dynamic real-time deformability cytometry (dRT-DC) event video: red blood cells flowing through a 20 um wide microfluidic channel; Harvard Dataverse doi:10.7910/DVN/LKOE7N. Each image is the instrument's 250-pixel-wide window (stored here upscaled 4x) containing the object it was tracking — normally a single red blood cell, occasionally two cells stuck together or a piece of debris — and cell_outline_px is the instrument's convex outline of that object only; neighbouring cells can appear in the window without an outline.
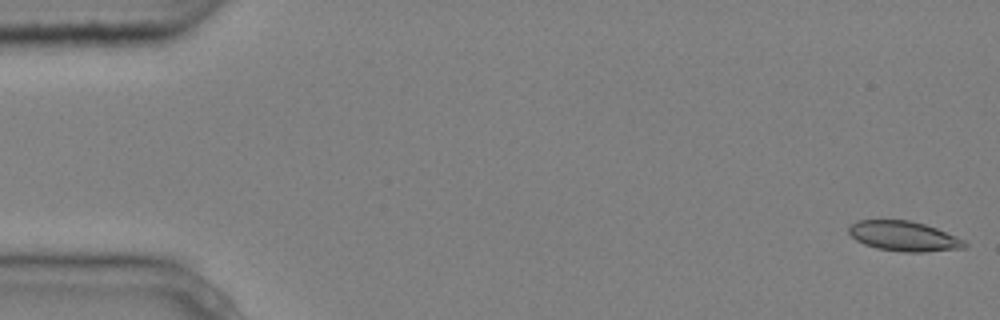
{"species": "common noctule bat (a hibernating species)", "species_latin": "Nyctalus noctula", "temperature_condition": "cold", "stored_images_in_passage": 5, "camera_frame_rate_fps": 3000, "um_per_image_px": 0.085, "animal": {"sex": "male", "body_mass_g": 20.4}, "frame": {"image": 1, "passage_image": 1, "time_ms": 0.0, "image_size_px": [1000, 320], "cell_outline_px": [[968, 244], [964, 248], [924, 252], [904, 252], [876, 248], [864, 244], [856, 240], [848, 232], [848, 224], [856, 220], [908, 220], [924, 224], [936, 228], [964, 240]], "centroid_in_image_um": [76.78, 20.07], "position_along_channel_um": 8.2, "area_um2": 20.23}}
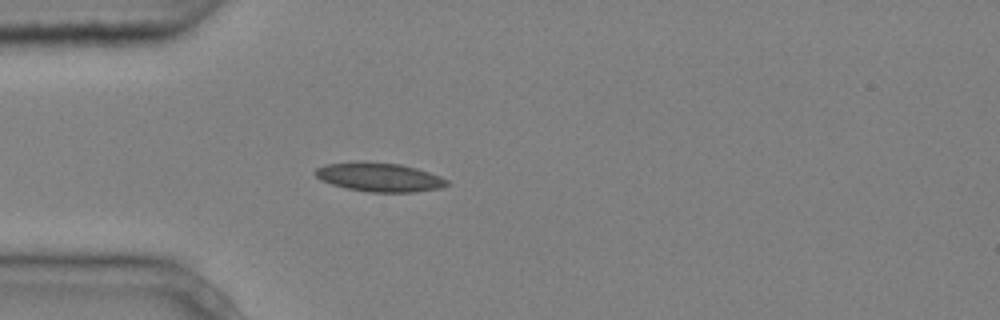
{"frame": {"image": 2, "passage_image": 5, "time_ms": 1.333, "image_size_px": [1000, 320], "cell_outline_px": [[448, 184], [440, 188], [416, 192], [372, 192], [348, 188], [332, 184], [320, 180], [312, 172], [316, 168], [324, 164], [400, 164], [416, 168], [440, 176], [448, 180]], "centroid_in_image_um": [32.27, 15.1], "position_along_channel_um": 52.7, "area_um2": 21.27}}